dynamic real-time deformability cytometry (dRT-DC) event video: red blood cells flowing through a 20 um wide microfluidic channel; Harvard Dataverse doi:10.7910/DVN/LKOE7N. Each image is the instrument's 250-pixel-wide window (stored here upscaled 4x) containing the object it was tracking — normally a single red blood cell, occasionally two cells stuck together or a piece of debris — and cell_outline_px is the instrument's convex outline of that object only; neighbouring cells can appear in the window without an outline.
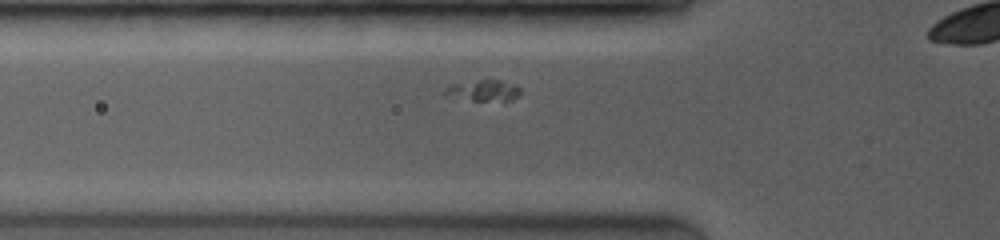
{"species": "common noctule bat (a hibernating species)", "species_latin": "Nyctalus noctula", "temperature_condition": "room temperature", "stored_images_in_passage": 25, "segment_of_instrument_passage": [1, 2], "camera_frame_rate_fps": 3500, "um_per_image_px": 0.085, "animal": {"sex": "female", "body_mass_g": 19.0, "forearm_length_mm": 53.3}, "frame": {"image": 1, "passage_image": 3, "time_ms": 1.143, "image_size_px": [1000, 240], "cell_outline_px": [[520, 92], [512, 100], [472, 100], [444, 96], [444, 88], [448, 84], [488, 76], [516, 84], [520, 88]], "centroid_in_image_um": [41.03, 7.61], "position_along_channel_um": 84.8, "area_um2": 10.0}}
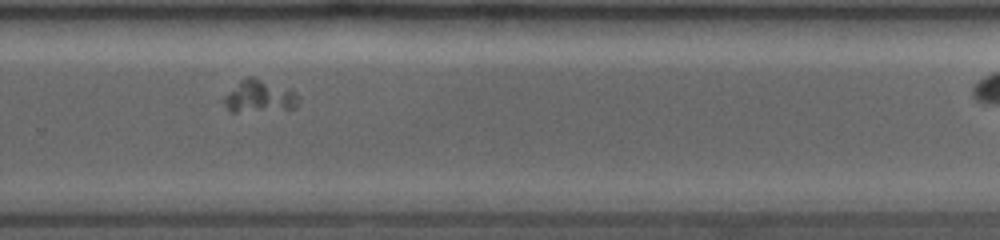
{"frame": {"image": 2, "passage_image": 17, "time_ms": 6.857, "image_size_px": [1000, 240], "cell_outline_px": [[296, 108], [236, 112], [228, 112], [224, 104], [224, 96], [240, 80], [248, 76], [252, 76], [288, 88], [296, 92]], "centroid_in_image_um": [21.99, 8.19], "position_along_channel_um": 307.8, "area_um2": 13.87}}
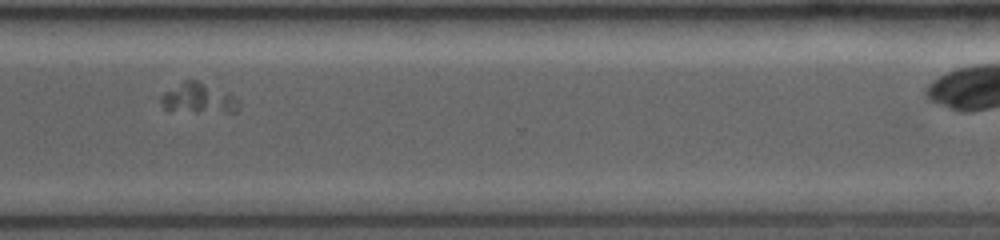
{"frame": {"image": 3, "passage_image": 20, "time_ms": 8.0, "image_size_px": [1000, 240], "cell_outline_px": [[240, 104], [236, 112], [168, 112], [164, 108], [160, 100], [160, 96], [164, 92], [184, 80], [196, 80], [228, 92]], "centroid_in_image_um": [16.81, 8.38], "position_along_channel_um": 353.8, "area_um2": 13.87}}